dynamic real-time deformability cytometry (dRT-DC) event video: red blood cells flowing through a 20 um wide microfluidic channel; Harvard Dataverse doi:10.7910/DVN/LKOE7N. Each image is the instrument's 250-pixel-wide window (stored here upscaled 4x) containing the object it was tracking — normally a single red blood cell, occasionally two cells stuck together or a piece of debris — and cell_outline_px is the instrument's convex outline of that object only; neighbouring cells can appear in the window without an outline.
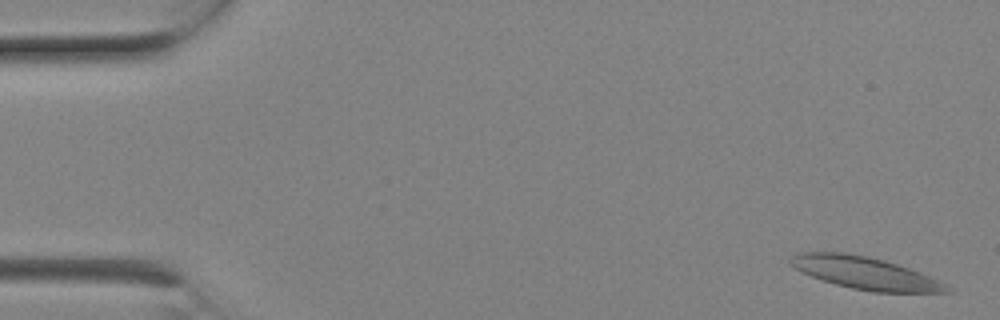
{"species": "Egyptian fruit bat (a non-hibernating species)", "species_latin": "Rousettus aegyptiacus", "temperature_condition": "room temperature", "stored_images_in_passage": 7, "segment_of_instrument_passage": [1, 2], "camera_frame_rate_fps": 3000, "um_per_image_px": 0.085, "animal": {"sex": "female"}, "frame": {"image": 1, "passage_image": 1, "time_ms": 0.0, "image_size_px": [1000, 320], "cell_outline_px": [[952, 292], [872, 292], [852, 288], [836, 284], [812, 276], [796, 268], [788, 260], [792, 256], [800, 252], [844, 252], [868, 256], [884, 260], [920, 272], [940, 280], [952, 288]], "centroid_in_image_um": [73.58, 23.2], "position_along_channel_um": 11.4, "area_um2": 29.19}}